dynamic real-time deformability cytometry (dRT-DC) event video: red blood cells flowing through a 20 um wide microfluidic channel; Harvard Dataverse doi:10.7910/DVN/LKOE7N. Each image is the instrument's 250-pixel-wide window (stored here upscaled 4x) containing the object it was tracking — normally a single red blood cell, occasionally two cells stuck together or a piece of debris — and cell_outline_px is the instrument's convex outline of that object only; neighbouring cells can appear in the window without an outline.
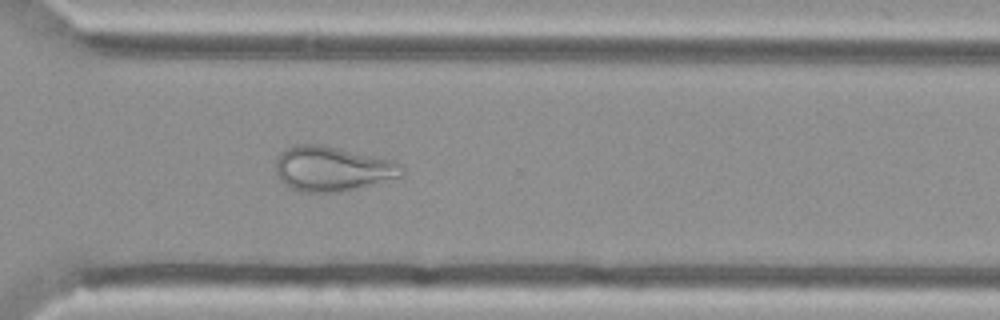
{"species": "Egyptian fruit bat (a non-hibernating species)", "species_latin": "Rousettus aegyptiacus", "temperature_condition": "cold", "stored_images_in_passage": 54, "camera_frame_rate_fps": 3000, "um_per_image_px": 0.085, "animal": {"sex": "female"}, "frame": {"image": 1, "passage_image": 39, "time_ms": 12.667, "image_size_px": [1000, 320], "cell_outline_px": [[404, 176], [340, 192], [300, 192], [284, 184], [280, 180], [276, 172], [276, 160], [280, 152], [284, 148], [296, 144], [320, 144], [396, 160], [404, 168]], "centroid_in_image_um": [28.25, 14.33], "position_along_channel_um": 342.3, "area_um2": 33.23}}